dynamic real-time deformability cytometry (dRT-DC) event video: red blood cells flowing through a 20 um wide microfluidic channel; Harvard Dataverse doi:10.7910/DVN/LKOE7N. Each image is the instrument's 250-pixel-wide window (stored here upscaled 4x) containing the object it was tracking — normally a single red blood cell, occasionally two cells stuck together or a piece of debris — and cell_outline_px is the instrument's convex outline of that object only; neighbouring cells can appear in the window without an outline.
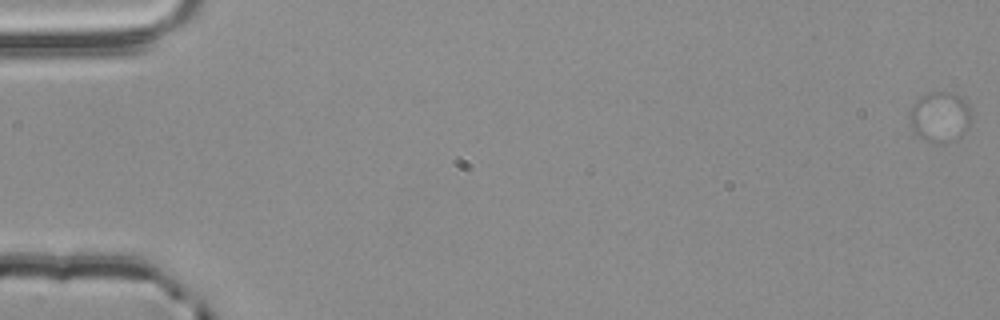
{"species": "common noctule bat (a hibernating species)", "species_latin": "Nyctalus noctula", "temperature_condition": "room temperature", "stored_images_in_passage": 8, "camera_frame_rate_fps": 3000, "um_per_image_px": 0.085, "animal": {"sex": "male", "body_mass_g": 20.4}, "frame": {"image": 1, "passage_image": 1, "time_ms": 0.0, "image_size_px": [1000, 320], "cell_outline_px": [[968, 128], [960, 136], [944, 144], [940, 144], [924, 140], [916, 136], [912, 132], [908, 116], [912, 104], [920, 96], [932, 92], [952, 92], [960, 96], [968, 104]], "centroid_in_image_um": [79.82, 9.95], "position_along_channel_um": 5.2, "area_um2": 18.21}}